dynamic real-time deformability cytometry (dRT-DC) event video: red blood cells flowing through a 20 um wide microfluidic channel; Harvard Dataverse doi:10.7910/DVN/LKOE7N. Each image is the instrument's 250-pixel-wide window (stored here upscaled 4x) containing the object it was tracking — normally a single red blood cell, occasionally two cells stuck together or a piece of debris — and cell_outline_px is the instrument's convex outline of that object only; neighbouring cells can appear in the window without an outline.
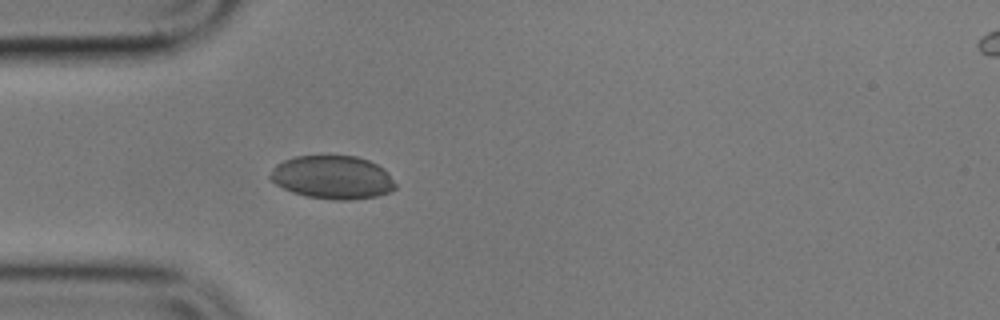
{"species": "common noctule bat (a hibernating species)", "species_latin": "Nyctalus noctula", "temperature_condition": "cold", "stored_images_in_passage": 4, "camera_frame_rate_fps": 3000, "um_per_image_px": 0.085, "animal": {"sex": "male", "body_mass_g": 17.9}, "frame": {"image": 1, "passage_image": 4, "time_ms": 4.667, "image_size_px": [1000, 320], "cell_outline_px": [[396, 188], [388, 192], [376, 196], [352, 200], [332, 200], [308, 196], [292, 192], [276, 184], [268, 176], [272, 168], [276, 164], [284, 160], [296, 156], [356, 156], [368, 160], [384, 168], [388, 172], [396, 184]], "centroid_in_image_um": [28.27, 15.07], "position_along_channel_um": 56.7, "area_um2": 31.62}}